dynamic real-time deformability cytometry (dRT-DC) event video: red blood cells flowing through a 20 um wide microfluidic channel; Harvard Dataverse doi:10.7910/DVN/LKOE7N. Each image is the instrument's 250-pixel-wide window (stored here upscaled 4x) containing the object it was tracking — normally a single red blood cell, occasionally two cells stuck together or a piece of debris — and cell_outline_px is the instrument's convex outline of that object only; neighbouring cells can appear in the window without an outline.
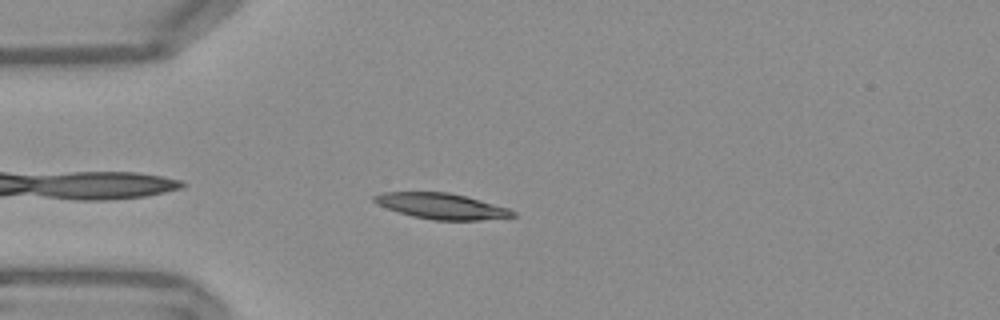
{"species": "Egyptian fruit bat (a non-hibernating species)", "species_latin": "Rousettus aegyptiacus", "temperature_condition": "warm", "stored_images_in_passage": 42, "camera_frame_rate_fps": 3000, "um_per_image_px": 0.085, "frame": {"image": 1, "passage_image": 3, "time_ms": 0.667, "image_size_px": [1000, 320], "cell_outline_px": [[516, 216], [480, 220], [432, 220], [412, 216], [388, 208], [372, 200], [372, 196], [384, 192], [448, 192], [480, 200], [508, 208], [516, 212]], "centroid_in_image_um": [37.54, 17.52], "position_along_channel_um": 47.5, "area_um2": 20.52}}
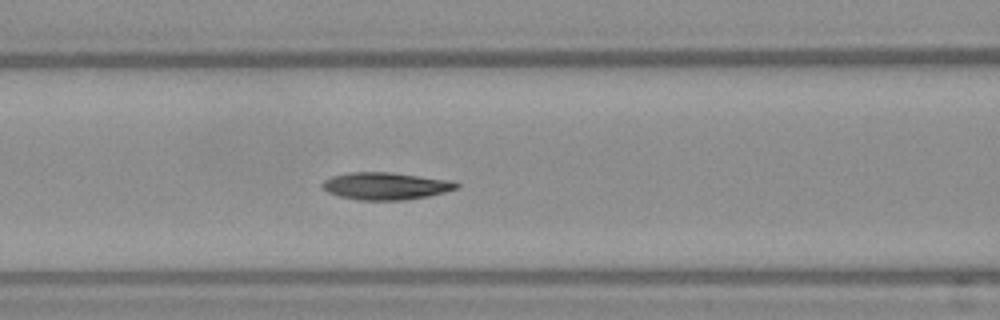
{"frame": {"image": 2, "passage_image": 11, "time_ms": 3.333, "image_size_px": [1000, 320], "cell_outline_px": [[460, 188], [428, 196], [404, 200], [360, 200], [340, 196], [328, 192], [320, 184], [324, 180], [332, 176], [348, 172], [388, 172], [448, 180], [460, 184]], "centroid_in_image_um": [32.77, 15.81], "position_along_channel_um": 133.8, "area_um2": 21.15}}
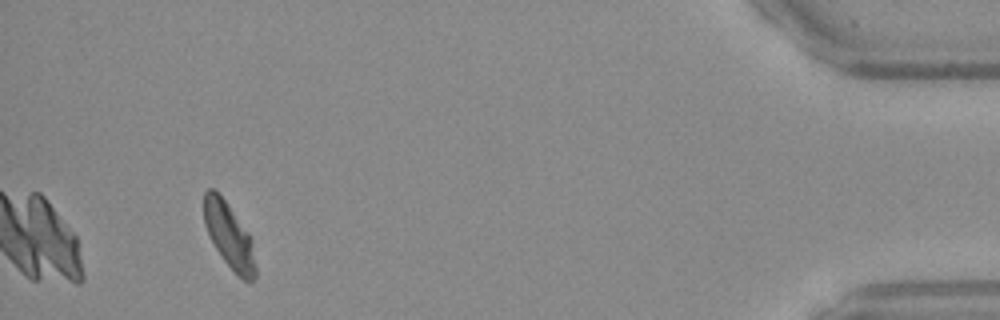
{"frame": {"image": 3, "passage_image": 39, "time_ms": 12.667, "image_size_px": [1000, 320], "cell_outline_px": [[256, 276], [248, 284], [236, 276], [224, 260], [216, 248], [204, 224], [204, 192], [208, 188], [212, 188], [228, 204], [248, 232], [252, 240], [256, 268]], "centroid_in_image_um": [19.5, 20.09], "position_along_channel_um": 415.7, "area_um2": 19.59}, "authors_computed_cell_mechanics": {"area_um2": 20.9814, "velocity_mm_per_s": 3.7749, "shape_relaxation_time_tau1_ms": 2.997, "shape_relaxation_time_tau2_ms": 4.0418, "deformation_change_tau1": 0.1369, "deformation_change_tau2": 0.1017}}